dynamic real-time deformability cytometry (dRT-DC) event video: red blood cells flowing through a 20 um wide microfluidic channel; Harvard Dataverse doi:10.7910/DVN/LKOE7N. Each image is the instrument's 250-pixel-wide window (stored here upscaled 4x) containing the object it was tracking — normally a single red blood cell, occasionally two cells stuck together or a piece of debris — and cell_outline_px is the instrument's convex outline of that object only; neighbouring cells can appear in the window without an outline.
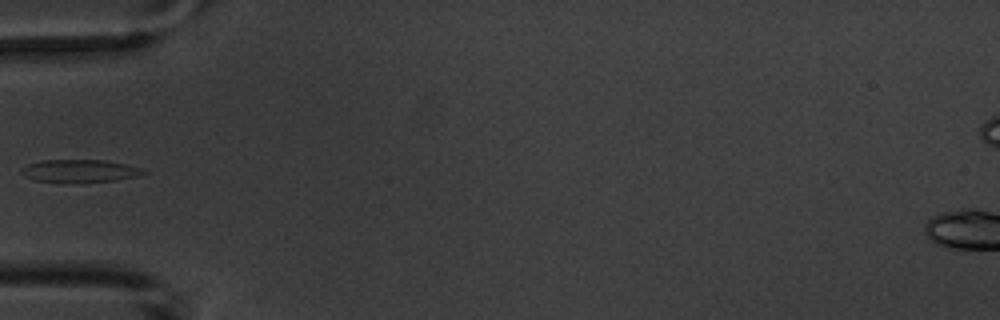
{"species": "common noctule bat (a hibernating species)", "species_latin": "Nyctalus noctula", "temperature_condition": "warm", "stored_images_in_passage": 6, "camera_frame_rate_fps": 3000, "um_per_image_px": 0.085, "animal": {"sex": "male", "body_mass_g": 20.1, "forearm_length_mm": 53.5}, "frame": {"image": 1, "passage_image": 6, "time_ms": 5.667, "image_size_px": [1000, 320], "cell_outline_px": [[148, 172], [140, 176], [116, 180], [80, 184], [72, 184], [32, 180], [24, 176], [20, 172], [20, 168], [28, 164], [40, 160], [104, 160], [128, 164], [140, 168]], "centroid_in_image_um": [6.76, 14.56], "position_along_channel_um": 78.2, "area_um2": 16.88}}